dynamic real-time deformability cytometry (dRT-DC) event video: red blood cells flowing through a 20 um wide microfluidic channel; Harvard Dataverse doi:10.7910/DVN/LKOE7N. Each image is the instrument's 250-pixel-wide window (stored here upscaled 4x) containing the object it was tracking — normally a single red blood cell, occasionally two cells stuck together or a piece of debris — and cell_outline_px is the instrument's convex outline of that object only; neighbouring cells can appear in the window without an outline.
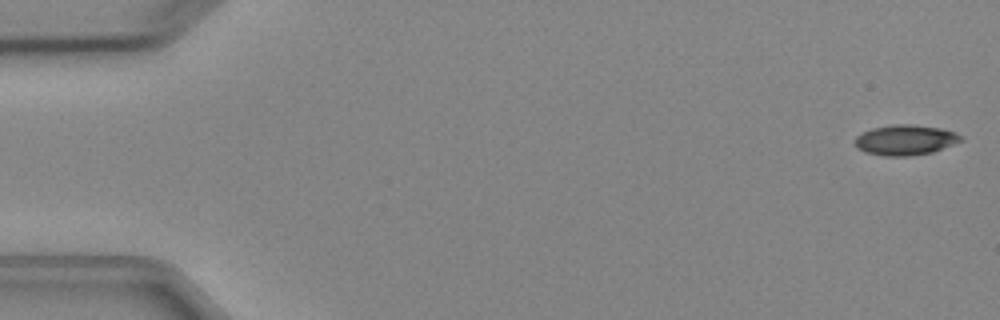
{"species": "Egyptian fruit bat (a non-hibernating species)", "species_latin": "Rousettus aegyptiacus", "temperature_condition": "cold", "stored_images_in_passage": 4, "camera_frame_rate_fps": 3000, "um_per_image_px": 0.085, "animal": {"sex": "female"}, "frame": {"image": 1, "passage_image": 1, "time_ms": 0.0, "image_size_px": [1000, 320], "cell_outline_px": [[964, 140], [932, 152], [908, 156], [884, 156], [864, 152], [856, 148], [852, 140], [860, 132], [872, 128], [892, 124], [912, 124], [940, 128], [956, 132]], "centroid_in_image_um": [76.88, 11.89], "position_along_channel_um": 8.1, "area_um2": 18.96}}
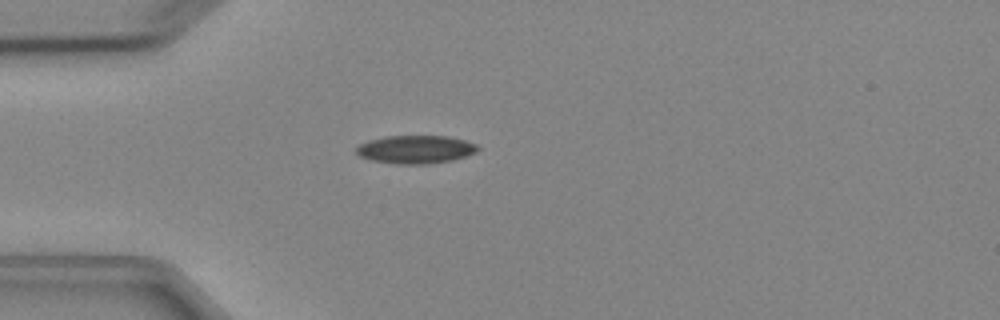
{"frame": {"image": 2, "passage_image": 4, "time_ms": 4.333, "image_size_px": [1000, 320], "cell_outline_px": [[480, 148], [476, 152], [452, 160], [428, 164], [396, 164], [372, 160], [360, 156], [356, 152], [356, 148], [360, 144], [368, 140], [388, 136], [448, 136], [464, 140], [476, 144]], "centroid_in_image_um": [35.33, 12.7], "position_along_channel_um": 49.7, "area_um2": 19.83}}